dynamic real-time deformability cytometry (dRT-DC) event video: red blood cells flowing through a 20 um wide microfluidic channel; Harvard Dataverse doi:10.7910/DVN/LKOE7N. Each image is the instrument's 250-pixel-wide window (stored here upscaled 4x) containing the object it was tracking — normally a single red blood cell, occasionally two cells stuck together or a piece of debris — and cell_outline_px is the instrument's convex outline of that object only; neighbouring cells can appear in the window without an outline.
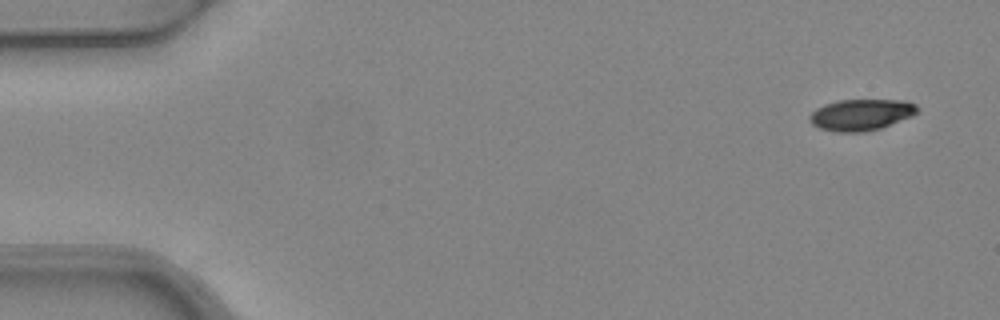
{"species": "common noctule bat (a hibernating species)", "species_latin": "Nyctalus noctula", "temperature_condition": "warm", "stored_images_in_passage": 4, "camera_frame_rate_fps": 3000, "um_per_image_px": 0.085, "animal": {"sex": "female", "body_mass_g": 24.6, "forearm_length_mm": 56.2}, "frame": {"image": 1, "passage_image": 1, "time_ms": 0.0, "image_size_px": [1000, 320], "cell_outline_px": [[916, 112], [912, 116], [880, 128], [864, 132], [836, 132], [820, 128], [812, 124], [808, 120], [808, 116], [816, 108], [824, 104], [840, 100], [904, 100], [916, 104]], "centroid_in_image_um": [73.15, 9.75], "position_along_channel_um": 11.9, "area_um2": 19.59}}